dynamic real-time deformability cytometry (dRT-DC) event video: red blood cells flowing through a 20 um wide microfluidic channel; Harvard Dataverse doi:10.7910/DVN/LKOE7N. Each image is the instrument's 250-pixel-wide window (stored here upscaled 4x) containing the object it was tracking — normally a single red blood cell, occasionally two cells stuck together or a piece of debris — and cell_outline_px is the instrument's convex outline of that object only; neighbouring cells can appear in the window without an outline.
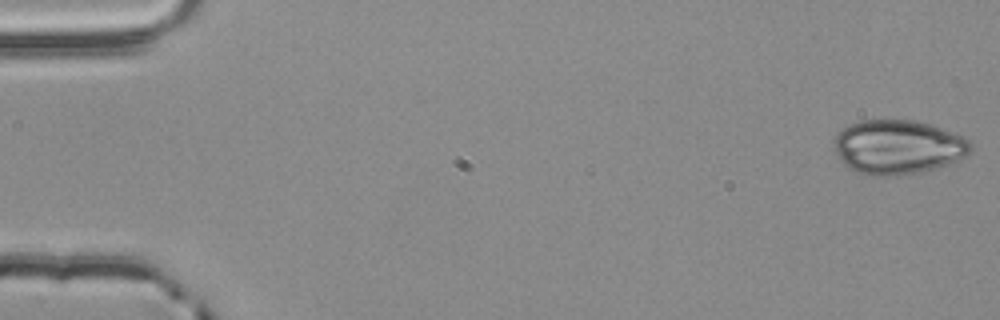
{"species": "common noctule bat (a hibernating species)", "species_latin": "Nyctalus noctula", "temperature_condition": "room temperature", "stored_images_in_passage": 50, "camera_frame_rate_fps": 3000, "um_per_image_px": 0.085, "animal": {"sex": "male", "body_mass_g": 20.4}, "frame": {"image": 1, "passage_image": 1, "time_ms": 0.0, "image_size_px": [1000, 320], "cell_outline_px": [[972, 148], [964, 156], [956, 160], [920, 172], [896, 176], [868, 176], [856, 172], [848, 168], [840, 160], [832, 144], [832, 140], [840, 128], [848, 124], [864, 120], [912, 120], [932, 124], [964, 136], [972, 144]], "centroid_in_image_um": [76.25, 12.49], "position_along_channel_um": 8.7, "area_um2": 43.52}}
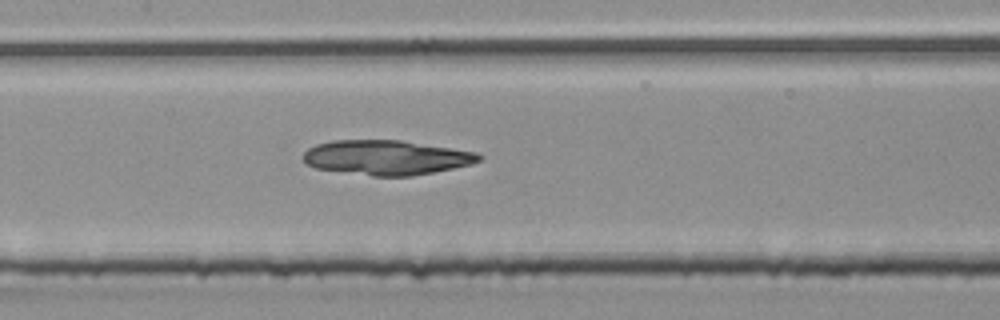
{"frame": {"image": 2, "passage_image": 26, "time_ms": 8.333, "image_size_px": [1000, 320], "cell_outline_px": [[484, 156], [480, 160], [472, 164], [412, 176], [372, 176], [316, 168], [308, 164], [300, 156], [308, 148], [316, 144], [332, 140], [400, 140], [452, 148], [476, 152]], "centroid_in_image_um": [32.83, 13.38], "position_along_channel_um": 174.6, "area_um2": 35.49}}
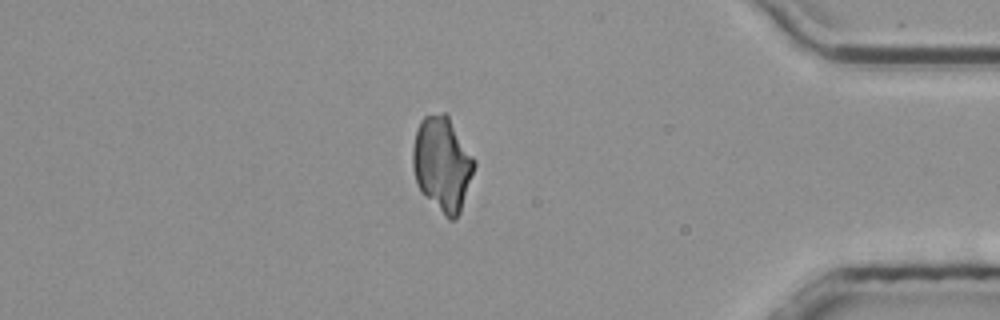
{"frame": {"image": 3, "passage_image": 46, "time_ms": 15.0, "image_size_px": [1000, 320], "cell_outline_px": [[476, 164], [460, 212], [456, 220], [448, 220], [424, 196], [416, 180], [412, 168], [412, 148], [416, 128], [420, 120], [424, 116], [444, 112], [448, 116], [476, 160]], "centroid_in_image_um": [37.58, 13.94], "position_along_channel_um": 397.6, "area_um2": 33.99}}